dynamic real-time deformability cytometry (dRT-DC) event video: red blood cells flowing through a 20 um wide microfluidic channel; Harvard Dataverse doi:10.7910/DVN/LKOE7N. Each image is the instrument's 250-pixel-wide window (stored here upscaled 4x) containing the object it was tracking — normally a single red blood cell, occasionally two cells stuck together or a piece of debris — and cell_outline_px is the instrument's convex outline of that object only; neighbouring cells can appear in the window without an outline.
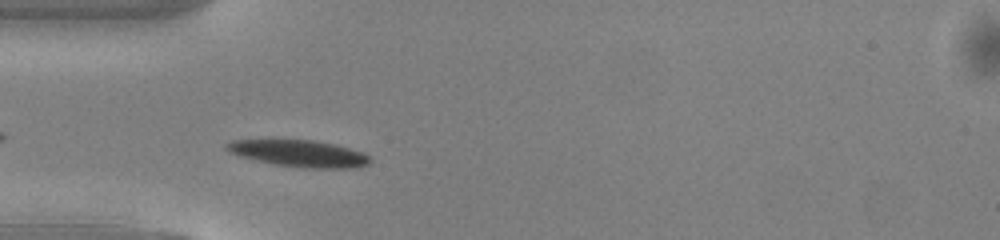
{"species": "common noctule bat (a hibernating species)", "species_latin": "Nyctalus noctula", "temperature_condition": "warm", "stored_images_in_passage": 32, "camera_frame_rate_fps": 3000, "um_per_image_px": 0.085, "animal": {"sex": "male", "body_mass_g": 13.0, "forearm_length_mm": 53.1}, "frame": {"image": 1, "passage_image": 3, "time_ms": 0.667, "image_size_px": [1000, 240], "cell_outline_px": [[372, 160], [368, 164], [352, 168], [304, 168], [276, 164], [256, 160], [240, 156], [228, 152], [224, 148], [224, 144], [232, 140], [312, 140], [336, 144], [364, 152]], "centroid_in_image_um": [25.43, 13.04], "position_along_channel_um": 59.6, "area_um2": 22.37}}
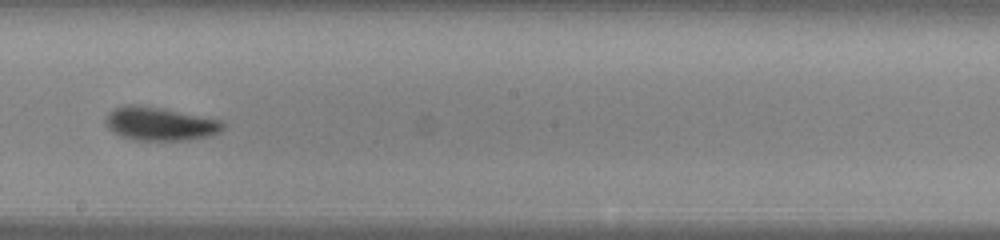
{"frame": {"image": 2, "passage_image": 16, "time_ms": 5.0, "image_size_px": [1000, 240], "cell_outline_px": [[224, 128], [220, 132], [212, 136], [188, 140], [136, 140], [120, 136], [108, 128], [104, 124], [104, 120], [108, 112], [116, 108], [128, 104], [136, 104], [160, 108], [220, 120], [224, 124]], "centroid_in_image_um": [13.57, 10.53], "position_along_channel_um": 234.6, "area_um2": 22.83}}
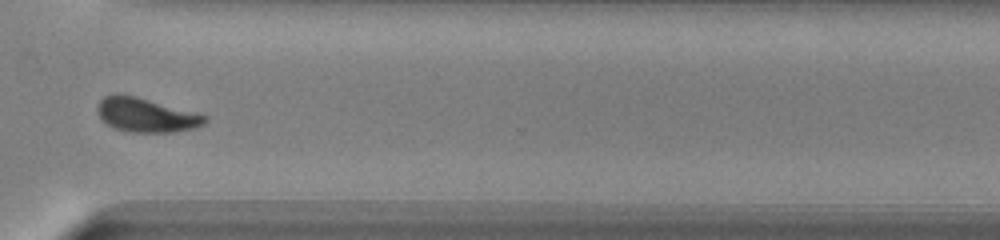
{"frame": {"image": 3, "passage_image": 25, "time_ms": 8.0, "image_size_px": [1000, 240], "cell_outline_px": [[208, 120], [204, 124], [196, 128], [172, 132], [132, 132], [112, 128], [100, 116], [100, 100], [104, 96], [116, 92], [120, 92], [136, 96], [208, 116]], "centroid_in_image_um": [12.44, 9.77], "position_along_channel_um": 358.2, "area_um2": 21.21}, "authors_computed_cell_mechanics": {"area_um2": 21.7039, "velocity_mm_per_s": 4.1053, "shape_relaxation_time_tau1_ms": 2.7765, "shape_relaxation_time_tau2_ms": 1.8945, "deformation_change_tau1": 0.1446, "deformation_change_tau2": 0.0856}}